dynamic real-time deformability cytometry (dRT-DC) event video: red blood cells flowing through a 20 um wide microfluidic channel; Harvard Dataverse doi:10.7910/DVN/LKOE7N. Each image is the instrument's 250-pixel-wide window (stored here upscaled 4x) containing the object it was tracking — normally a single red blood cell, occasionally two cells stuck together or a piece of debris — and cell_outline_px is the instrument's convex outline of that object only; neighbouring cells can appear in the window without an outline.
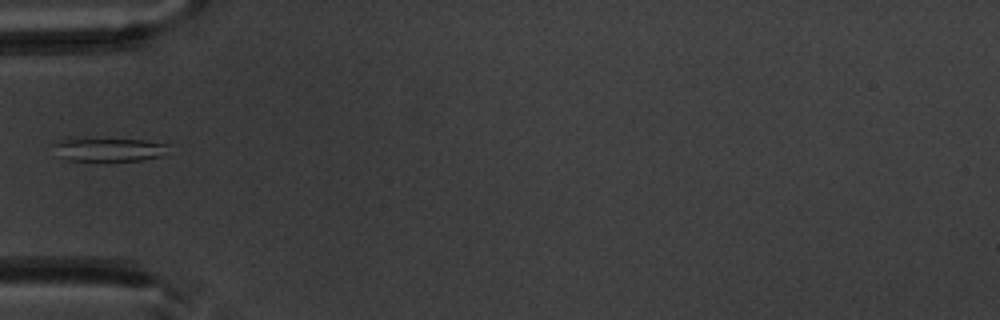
{"species": "common noctule bat (a hibernating species)", "species_latin": "Nyctalus noctula", "temperature_condition": "warm", "stored_images_in_passage": 2, "camera_frame_rate_fps": 3000, "um_per_image_px": 0.085, "animal": {"sex": "male", "body_mass_g": 20.1, "forearm_length_mm": 53.5}, "frame": {"image": 1, "passage_image": 1, "time_ms": 0.0, "image_size_px": [1000, 320], "cell_outline_px": [[168, 144], [160, 156], [140, 160], [68, 160], [48, 144], [56, 140], [68, 136], [148, 140]], "centroid_in_image_um": [9.1, 12.63], "position_along_channel_um": 75.9, "area_um2": 16.24}}
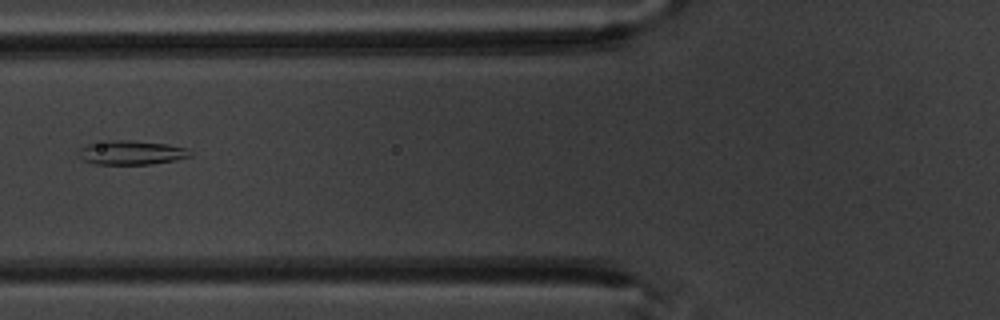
{"frame": {"image": 2, "passage_image": 2, "time_ms": 1.0, "image_size_px": [1000, 320], "cell_outline_px": [[192, 156], [176, 160], [152, 164], [96, 164], [84, 160], [76, 152], [80, 148], [88, 144], [108, 140], [132, 140], [168, 144], [188, 148], [192, 152]], "centroid_in_image_um": [11.2, 12.96], "position_along_channel_um": 114.6, "area_um2": 15.84}}